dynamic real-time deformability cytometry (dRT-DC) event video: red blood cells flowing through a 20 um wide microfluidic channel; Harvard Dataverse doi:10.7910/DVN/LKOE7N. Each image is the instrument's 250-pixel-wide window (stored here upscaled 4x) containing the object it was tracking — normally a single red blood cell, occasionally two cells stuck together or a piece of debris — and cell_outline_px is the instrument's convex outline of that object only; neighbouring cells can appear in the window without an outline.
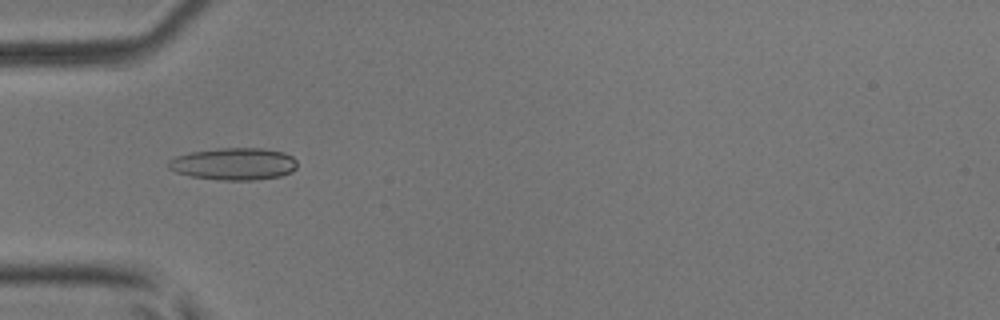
{"species": "common noctule bat (a hibernating species)", "species_latin": "Nyctalus noctula", "temperature_condition": "room temperature", "stored_images_in_passage": 6, "camera_frame_rate_fps": 3000, "um_per_image_px": 0.085, "animal": {"sex": "male", "body_mass_g": 17.9, "forearm_length_mm": 54.2}, "frame": {"image": 1, "passage_image": 5, "time_ms": 1.333, "image_size_px": [1000, 320], "cell_outline_px": [[296, 168], [292, 172], [280, 176], [256, 180], [220, 180], [192, 176], [176, 172], [168, 168], [168, 160], [176, 156], [192, 152], [220, 148], [264, 148], [284, 152], [292, 156], [296, 160]], "centroid_in_image_um": [19.9, 13.93], "position_along_channel_um": 65.1, "area_um2": 24.16}}
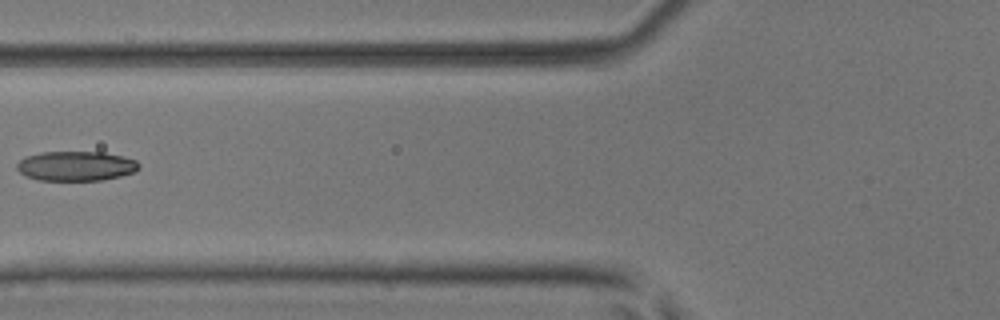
{"frame": {"image": 2, "passage_image": 6, "time_ms": 1.667, "image_size_px": [1000, 320], "cell_outline_px": [[140, 168], [136, 172], [120, 176], [100, 180], [36, 180], [24, 176], [16, 168], [16, 164], [24, 156], [40, 152], [104, 152], [136, 160], [140, 164]], "centroid_in_image_um": [6.43, 14.11], "position_along_channel_um": 119.4, "area_um2": 21.27}}